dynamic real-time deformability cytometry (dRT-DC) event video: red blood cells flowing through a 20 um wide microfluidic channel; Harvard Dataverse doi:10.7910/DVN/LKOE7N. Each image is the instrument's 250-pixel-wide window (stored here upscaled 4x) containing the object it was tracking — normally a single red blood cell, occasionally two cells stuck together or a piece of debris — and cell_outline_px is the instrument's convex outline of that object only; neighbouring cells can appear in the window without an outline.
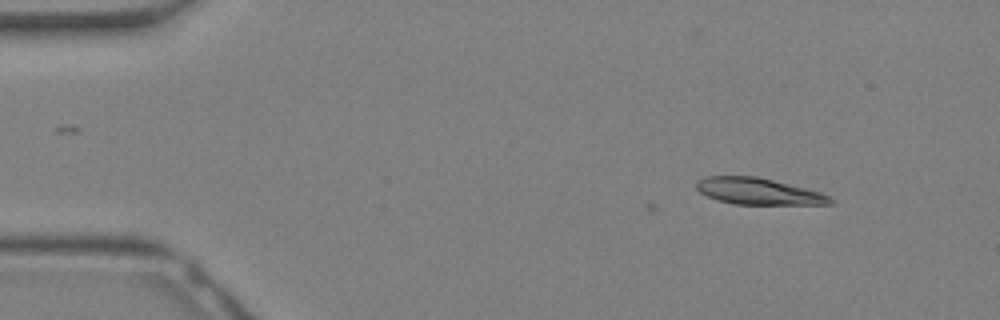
{"species": "Egyptian fruit bat (a non-hibernating species)", "species_latin": "Rousettus aegyptiacus", "temperature_condition": "warm", "stored_images_in_passage": 5, "camera_frame_rate_fps": 3000, "um_per_image_px": 0.085, "animal": {"sex": "female"}, "frame": {"image": 1, "passage_image": 1, "time_ms": 0.0, "image_size_px": [1000, 320], "cell_outline_px": [[836, 200], [832, 204], [732, 204], [716, 200], [700, 192], [696, 188], [696, 180], [704, 176], [756, 176], [820, 192]], "centroid_in_image_um": [64.41, 16.26], "position_along_channel_um": 20.6, "area_um2": 20.58}}